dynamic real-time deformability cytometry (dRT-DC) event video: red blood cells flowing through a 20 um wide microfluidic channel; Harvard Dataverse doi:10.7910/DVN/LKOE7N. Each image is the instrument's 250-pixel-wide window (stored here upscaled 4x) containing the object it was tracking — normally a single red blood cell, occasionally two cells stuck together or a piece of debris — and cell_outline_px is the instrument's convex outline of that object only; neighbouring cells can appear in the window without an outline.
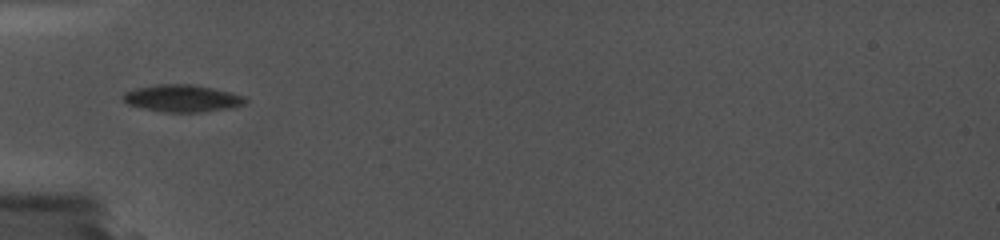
{"species": "common noctule bat (a hibernating species)", "species_latin": "Nyctalus noctula", "temperature_condition": "cold", "stored_images_in_passage": 4, "camera_frame_rate_fps": 5000, "um_per_image_px": 0.085, "animal": {"sex": "female", "body_mass_g": 19.0, "forearm_length_mm": 56.7}, "frame": {"image": 1, "passage_image": 2, "time_ms": 0.4, "image_size_px": [1000, 240], "cell_outline_px": [[244, 100], [240, 104], [200, 112], [168, 112], [148, 108], [132, 104], [124, 100], [124, 96], [132, 92], [148, 88], [204, 88], [236, 96]], "centroid_in_image_um": [15.45, 8.46], "position_along_channel_um": 69.5, "area_um2": 15.72}}